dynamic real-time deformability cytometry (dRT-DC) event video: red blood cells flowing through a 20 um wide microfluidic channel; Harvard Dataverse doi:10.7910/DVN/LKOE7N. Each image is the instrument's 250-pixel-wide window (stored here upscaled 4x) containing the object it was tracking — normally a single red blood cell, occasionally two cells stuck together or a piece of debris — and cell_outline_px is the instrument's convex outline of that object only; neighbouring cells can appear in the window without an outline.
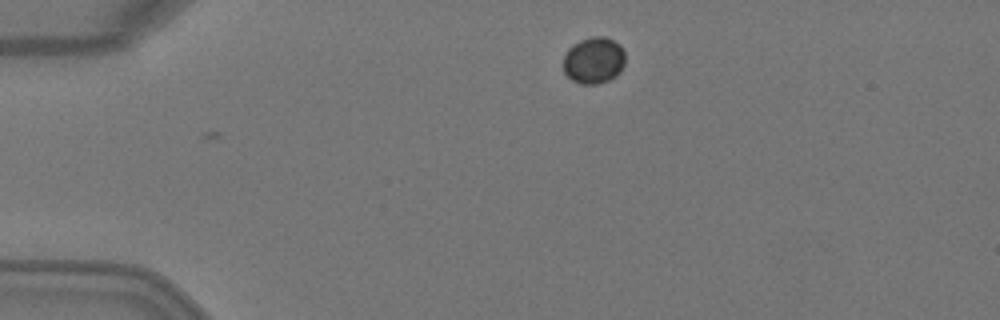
{"species": "Egyptian fruit bat (a non-hibernating species)", "species_latin": "Rousettus aegyptiacus", "temperature_condition": "warm", "stored_images_in_passage": 2, "camera_frame_rate_fps": 3000, "um_per_image_px": 0.085, "animal": {"sex": "female"}, "frame": {"image": 1, "passage_image": 2, "time_ms": 0.333, "image_size_px": [1000, 320], "cell_outline_px": [[624, 64], [620, 72], [616, 76], [608, 80], [596, 84], [580, 84], [572, 80], [564, 72], [564, 56], [568, 48], [572, 44], [580, 40], [592, 36], [604, 36], [620, 44], [624, 52]], "centroid_in_image_um": [50.47, 5.12], "position_along_channel_um": 34.5, "area_um2": 16.88}}